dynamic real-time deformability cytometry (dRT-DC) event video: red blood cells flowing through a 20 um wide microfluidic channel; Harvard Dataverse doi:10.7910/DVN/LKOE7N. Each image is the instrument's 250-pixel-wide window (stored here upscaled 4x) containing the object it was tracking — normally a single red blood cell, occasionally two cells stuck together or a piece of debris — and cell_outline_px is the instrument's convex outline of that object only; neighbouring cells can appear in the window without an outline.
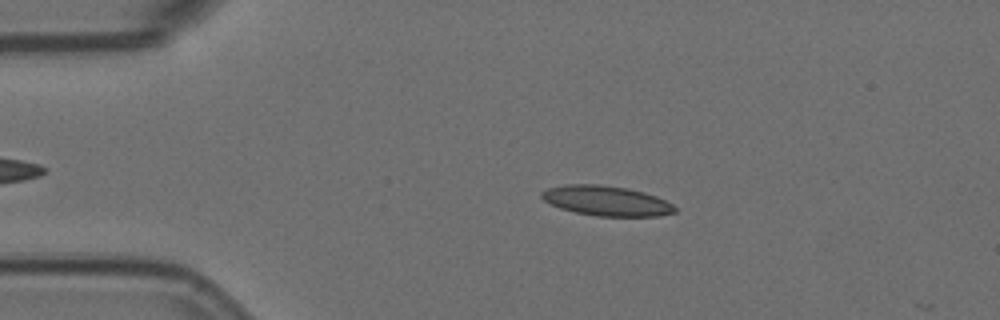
{"species": "Egyptian fruit bat (a non-hibernating species)", "species_latin": "Rousettus aegyptiacus", "temperature_condition": "room temperature", "stored_images_in_passage": 12, "camera_frame_rate_fps": 3000, "um_per_image_px": 0.085, "animal": {"sex": "female"}, "frame": {"image": 1, "passage_image": 11, "time_ms": 3.333, "image_size_px": [1000, 320], "cell_outline_px": [[676, 212], [660, 216], [596, 216], [576, 212], [560, 208], [544, 200], [540, 196], [540, 192], [548, 188], [564, 184], [600, 184], [628, 188], [644, 192], [656, 196], [672, 204], [676, 208]], "centroid_in_image_um": [51.54, 17.06], "position_along_channel_um": 33.5, "area_um2": 23.29}}